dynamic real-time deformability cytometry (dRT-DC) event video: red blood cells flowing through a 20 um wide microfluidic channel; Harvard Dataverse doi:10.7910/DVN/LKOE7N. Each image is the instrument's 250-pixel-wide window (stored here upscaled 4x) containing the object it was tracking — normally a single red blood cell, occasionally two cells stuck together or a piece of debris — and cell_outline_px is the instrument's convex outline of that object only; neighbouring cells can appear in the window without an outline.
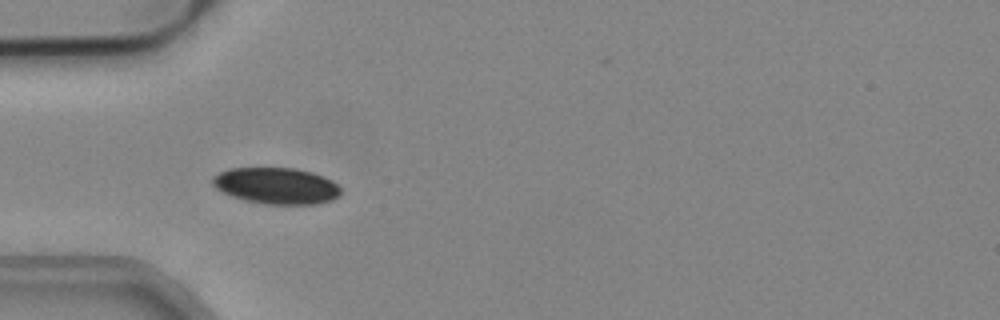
{"species": "common noctule bat (a hibernating species)", "species_latin": "Nyctalus noctula", "temperature_condition": "cold", "stored_images_in_passage": 35, "camera_frame_rate_fps": 3000, "um_per_image_px": 0.085, "animal": {"sex": "male", "body_mass_g": 19.2, "forearm_length_mm": 51.8}, "frame": {"image": 1, "passage_image": 5, "time_ms": 1.333, "image_size_px": [1000, 320], "cell_outline_px": [[340, 196], [332, 200], [312, 204], [264, 204], [244, 200], [232, 196], [216, 188], [212, 184], [212, 176], [228, 168], [296, 168], [312, 172], [332, 180], [340, 188]], "centroid_in_image_um": [23.48, 15.79], "position_along_channel_um": 61.5, "area_um2": 27.17}}
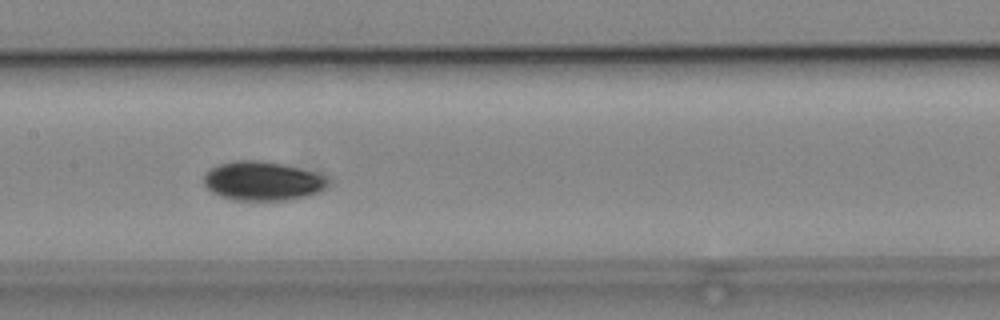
{"frame": {"image": 2, "passage_image": 15, "time_ms": 4.667, "image_size_px": [1000, 320], "cell_outline_px": [[332, 180], [320, 192], [308, 196], [288, 200], [236, 200], [220, 196], [212, 192], [204, 184], [204, 172], [208, 168], [216, 164], [232, 160], [260, 160], [284, 164], [300, 168], [324, 176]], "centroid_in_image_um": [22.29, 15.37], "position_along_channel_um": 185.1, "area_um2": 28.67}}
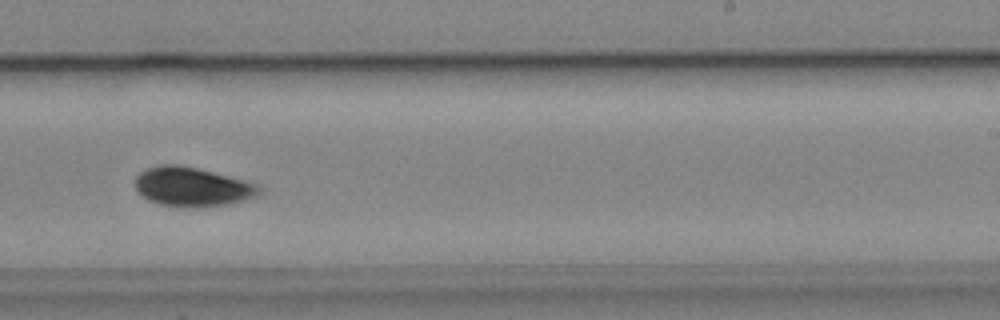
{"frame": {"image": 3, "passage_image": 22, "time_ms": 7.0, "image_size_px": [1000, 320], "cell_outline_px": [[260, 192], [256, 196], [244, 200], [228, 204], [204, 208], [180, 208], [160, 204], [148, 200], [136, 188], [136, 176], [140, 172], [148, 168], [160, 164], [176, 164], [196, 168], [244, 180], [256, 184], [260, 188]], "centroid_in_image_um": [16.32, 15.9], "position_along_channel_um": 272.7, "area_um2": 28.32}, "authors_computed_cell_mechanics": {"area_um2": 27.6284, "velocity_mm_per_s": 3.7805, "shape_relaxation_time_tau1_ms": 6.3716, "shape_relaxation_time_tau2_ms": null, "deformation_change_tau1": 0.0607, "deformation_change_tau2": null}}